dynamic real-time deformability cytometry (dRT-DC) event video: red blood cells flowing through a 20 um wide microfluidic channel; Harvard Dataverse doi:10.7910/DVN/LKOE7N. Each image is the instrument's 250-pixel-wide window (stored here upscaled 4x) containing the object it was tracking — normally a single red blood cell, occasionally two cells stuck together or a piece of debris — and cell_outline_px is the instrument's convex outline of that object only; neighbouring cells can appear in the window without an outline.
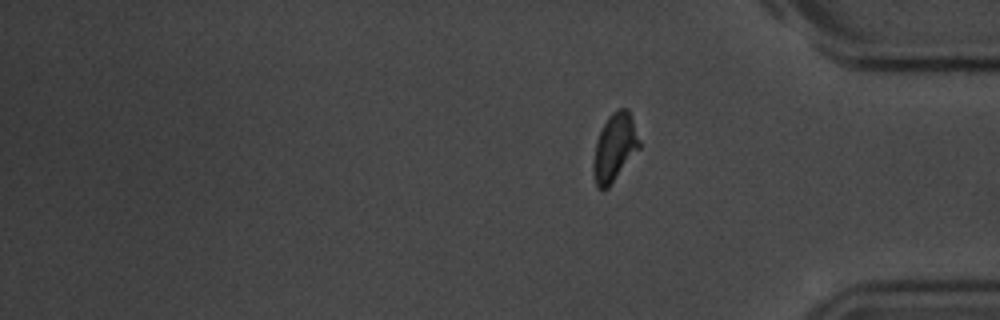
{"species": "common noctule bat (a hibernating species)", "species_latin": "Nyctalus noctula", "temperature_condition": "room temperature", "stored_images_in_passage": 15, "segment_of_instrument_passage": [2, 2], "camera_frame_rate_fps": 3000, "um_per_image_px": 0.085, "animal": {"sex": "male", "body_mass_g": 20.1, "forearm_length_mm": 53.5}, "frame": {"image": 1, "passage_image": 15, "time_ms": 18.0, "image_size_px": [1000, 320], "cell_outline_px": [[640, 148], [608, 188], [600, 188], [596, 184], [592, 168], [592, 164], [596, 140], [608, 116], [612, 112], [620, 108], [628, 108], [640, 140]], "centroid_in_image_um": [52.24, 12.52], "position_along_channel_um": 383.0, "area_um2": 18.03}}